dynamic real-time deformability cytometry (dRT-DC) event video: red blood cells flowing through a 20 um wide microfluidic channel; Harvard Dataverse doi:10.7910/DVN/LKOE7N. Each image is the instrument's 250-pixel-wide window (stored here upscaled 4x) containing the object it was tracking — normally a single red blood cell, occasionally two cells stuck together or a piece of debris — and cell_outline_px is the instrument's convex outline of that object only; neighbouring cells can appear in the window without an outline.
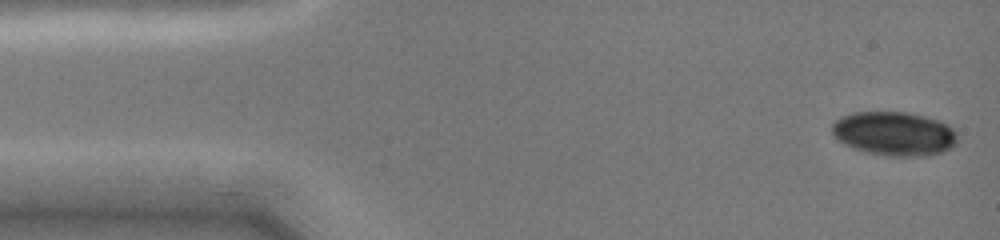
{"species": "common noctule bat (a hibernating species)", "species_latin": "Nyctalus noctula", "temperature_condition": "cold", "stored_images_in_passage": 10, "camera_frame_rate_fps": 3000, "um_per_image_px": 0.085, "animal": {"sex": "female", "body_mass_g": 19.0, "forearm_length_mm": 51.5}, "frame": {"image": 1, "passage_image": 1, "time_ms": 0.0, "image_size_px": [1000, 240], "cell_outline_px": [[956, 144], [952, 148], [944, 152], [928, 156], [892, 156], [868, 152], [852, 148], [844, 144], [832, 132], [832, 124], [840, 116], [852, 112], [908, 112], [940, 120], [948, 124], [956, 132]], "centroid_in_image_um": [76.04, 11.35], "position_along_channel_um": 9.0, "area_um2": 32.31}}